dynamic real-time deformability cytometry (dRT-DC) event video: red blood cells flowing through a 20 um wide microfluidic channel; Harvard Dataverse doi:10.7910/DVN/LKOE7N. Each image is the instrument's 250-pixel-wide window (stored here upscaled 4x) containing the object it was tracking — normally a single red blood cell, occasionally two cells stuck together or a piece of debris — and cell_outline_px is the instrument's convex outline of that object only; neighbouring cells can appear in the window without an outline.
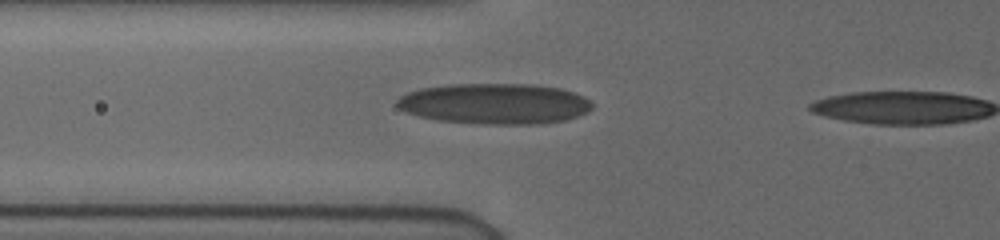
{"species": "human", "species_latin": "Homo sapiens", "temperature_condition": "cold", "stored_images_in_passage": 7, "camera_frame_rate_fps": 3000, "um_per_image_px": 0.085, "donor": {"sex": "female"}, "frame": {"image": 1, "passage_image": 6, "time_ms": 1.667, "image_size_px": [1000, 240], "cell_outline_px": [[592, 108], [588, 112], [564, 120], [540, 124], [480, 124], [440, 120], [420, 116], [408, 112], [400, 108], [396, 104], [396, 100], [400, 96], [408, 92], [420, 88], [448, 84], [536, 84], [560, 88], [584, 96], [592, 104]], "centroid_in_image_um": [42.06, 8.81], "position_along_channel_um": 83.7, "area_um2": 46.3}}